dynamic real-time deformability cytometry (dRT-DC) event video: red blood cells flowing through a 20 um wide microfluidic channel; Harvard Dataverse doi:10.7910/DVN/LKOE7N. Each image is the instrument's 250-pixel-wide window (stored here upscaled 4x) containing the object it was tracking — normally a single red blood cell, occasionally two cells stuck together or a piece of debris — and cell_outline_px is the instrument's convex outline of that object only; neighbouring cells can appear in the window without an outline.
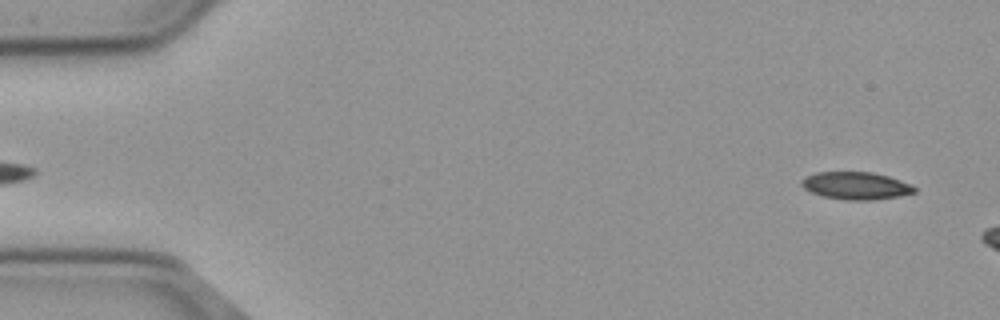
{"species": "common noctule bat (a hibernating species)", "species_latin": "Nyctalus noctula", "temperature_condition": "cold", "stored_images_in_passage": 50, "camera_frame_rate_fps": 3000, "um_per_image_px": 0.085, "animal": {"sex": "male", "body_mass_g": 23.1, "forearm_length_mm": 52.7}, "frame": {"image": 1, "passage_image": 3, "time_ms": 0.667, "image_size_px": [1000, 320], "cell_outline_px": [[916, 192], [900, 196], [872, 200], [848, 200], [824, 196], [812, 192], [804, 188], [800, 184], [800, 180], [804, 176], [816, 172], [872, 172], [888, 176], [912, 184], [916, 188]], "centroid_in_image_um": [72.75, 15.77], "position_along_channel_um": 12.2, "area_um2": 18.15}}
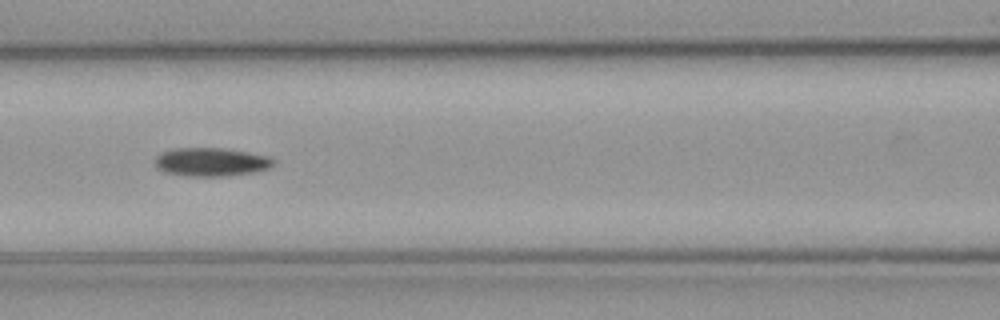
{"frame": {"image": 2, "passage_image": 24, "time_ms": 7.667, "image_size_px": [1000, 320], "cell_outline_px": [[276, 160], [268, 168], [252, 172], [224, 176], [188, 176], [168, 172], [160, 168], [156, 164], [156, 156], [160, 152], [172, 148], [224, 148], [248, 152], [268, 156]], "centroid_in_image_um": [17.95, 13.75], "position_along_channel_um": 148.6, "area_um2": 19.42}}
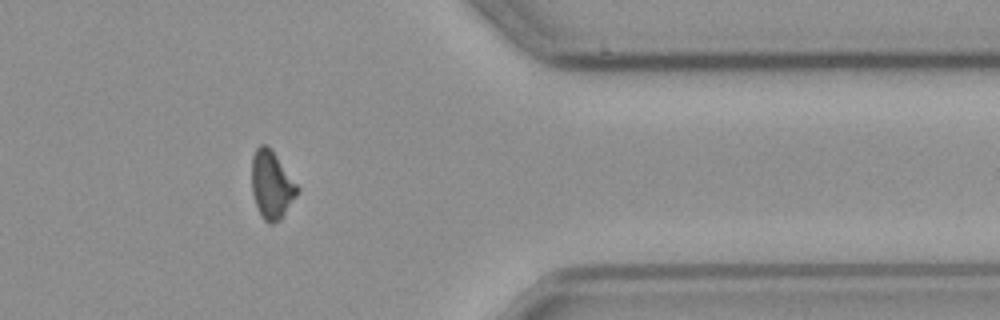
{"frame": {"image": 3, "passage_image": 45, "time_ms": 14.667, "image_size_px": [1000, 320], "cell_outline_px": [[300, 188], [296, 196], [280, 220], [272, 224], [268, 224], [264, 220], [256, 204], [252, 192], [252, 156], [256, 148], [260, 144], [264, 144], [276, 156]], "centroid_in_image_um": [23.08, 15.73], "position_along_channel_um": 388.3, "area_um2": 17.69}}